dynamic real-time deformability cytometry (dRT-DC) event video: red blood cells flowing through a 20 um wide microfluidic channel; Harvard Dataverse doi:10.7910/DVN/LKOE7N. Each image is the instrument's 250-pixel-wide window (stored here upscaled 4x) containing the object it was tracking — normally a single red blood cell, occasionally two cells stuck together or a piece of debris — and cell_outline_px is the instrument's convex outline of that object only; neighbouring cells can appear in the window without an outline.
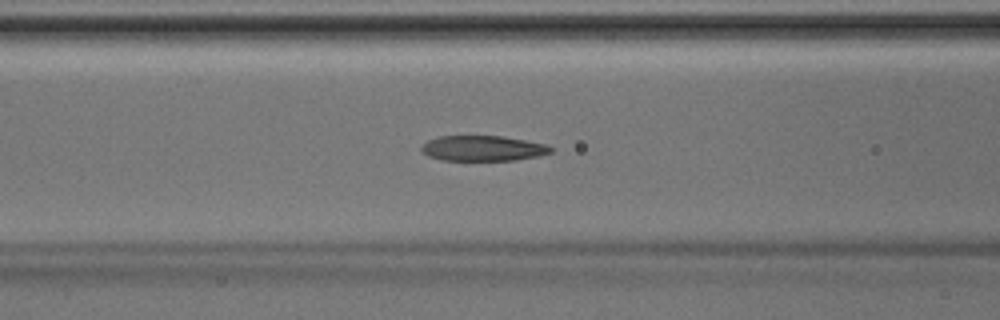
{"species": "Egyptian fruit bat (a non-hibernating species)", "species_latin": "Rousettus aegyptiacus", "temperature_condition": "room temperature", "stored_images_in_passage": 44, "camera_frame_rate_fps": 3000, "um_per_image_px": 0.085, "animal": {"sex": "male"}, "frame": {"image": 1, "passage_image": 18, "time_ms": 5.667, "image_size_px": [1000, 320], "cell_outline_px": [[552, 152], [540, 156], [516, 160], [440, 160], [428, 156], [420, 148], [428, 140], [440, 136], [504, 136], [544, 144], [552, 148]], "centroid_in_image_um": [41.05, 12.61], "position_along_channel_um": 125.6, "area_um2": 19.02}}
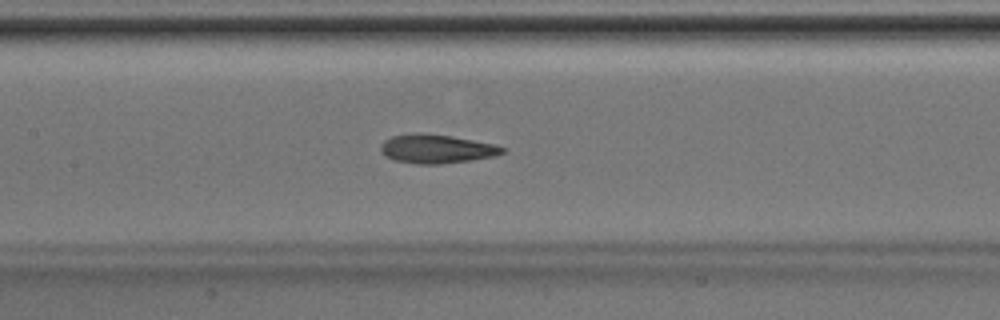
{"frame": {"image": 2, "passage_image": 21, "time_ms": 6.667, "image_size_px": [1000, 320], "cell_outline_px": [[504, 152], [492, 156], [472, 160], [440, 164], [416, 164], [392, 160], [384, 156], [380, 152], [380, 144], [384, 140], [392, 136], [416, 132], [420, 132], [452, 136], [496, 144], [504, 148]], "centroid_in_image_um": [37.04, 12.65], "position_along_channel_um": 170.4, "area_um2": 20.69}}
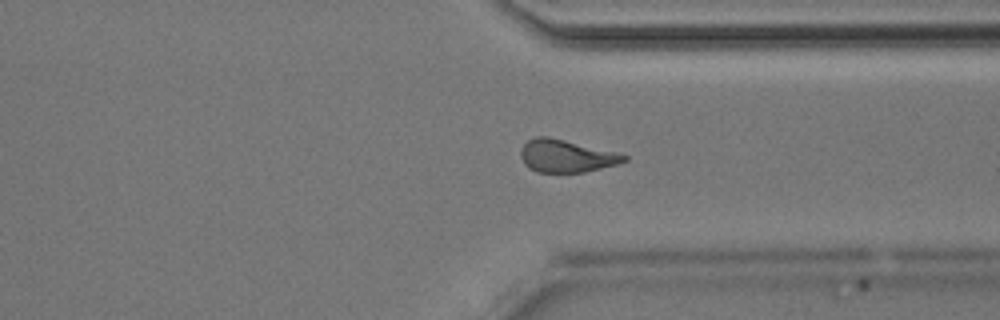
{"frame": {"image": 3, "passage_image": 34, "time_ms": 11.0, "image_size_px": [1000, 320], "cell_outline_px": [[628, 160], [620, 164], [584, 172], [536, 172], [528, 168], [524, 164], [520, 156], [520, 148], [528, 140], [536, 136], [548, 136], [628, 156]], "centroid_in_image_um": [48.08, 13.27], "position_along_channel_um": 363.3, "area_um2": 19.48}}